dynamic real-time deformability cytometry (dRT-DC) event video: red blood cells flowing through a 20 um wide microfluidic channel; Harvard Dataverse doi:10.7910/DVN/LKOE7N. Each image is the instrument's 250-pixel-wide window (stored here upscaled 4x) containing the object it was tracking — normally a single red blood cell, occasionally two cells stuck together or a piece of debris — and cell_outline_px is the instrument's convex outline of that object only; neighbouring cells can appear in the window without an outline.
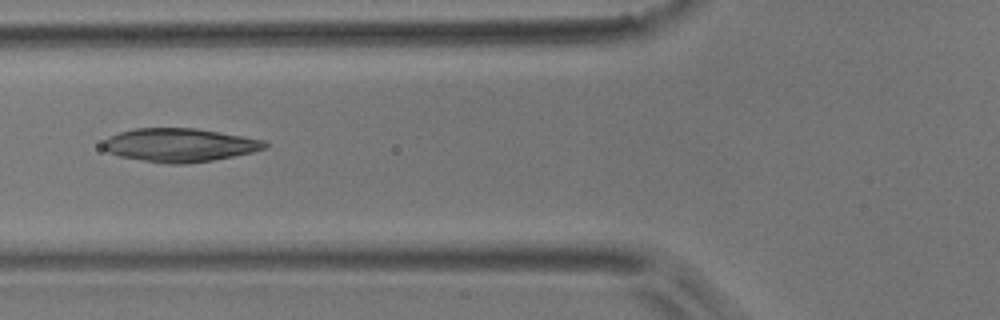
{"species": "common noctule bat (a hibernating species)", "species_latin": "Nyctalus noctula", "temperature_condition": "room temperature", "stored_images_in_passage": 51, "camera_frame_rate_fps": 3000, "um_per_image_px": 0.085, "animal": {"sex": "male", "body_mass_g": 17.9}, "frame": {"image": 1, "passage_image": 19, "time_ms": 6.0, "image_size_px": [1000, 320], "cell_outline_px": [[268, 148], [252, 152], [212, 160], [184, 164], [168, 164], [120, 156], [108, 152], [104, 148], [104, 140], [120, 132], [136, 128], [196, 128], [264, 140], [268, 144]], "centroid_in_image_um": [15.3, 12.33], "position_along_channel_um": 110.5, "area_um2": 31.15}}
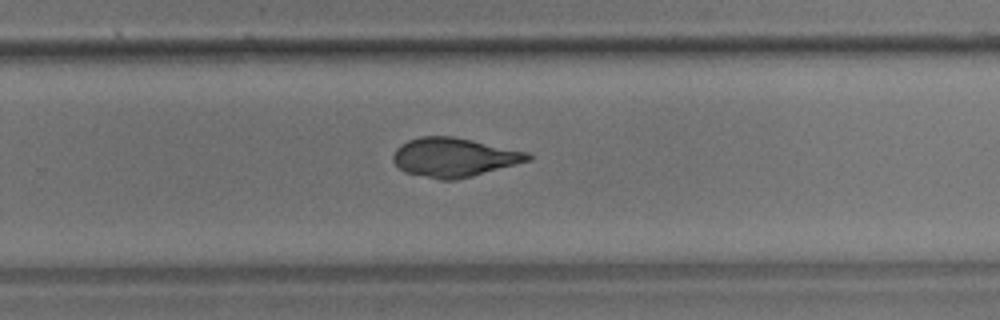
{"frame": {"image": 2, "passage_image": 33, "time_ms": 10.667, "image_size_px": [1000, 320], "cell_outline_px": [[532, 160], [472, 176], [456, 180], [440, 180], [404, 172], [392, 160], [392, 156], [396, 148], [400, 144], [408, 140], [420, 136], [452, 136], [472, 140], [528, 152], [532, 156]], "centroid_in_image_um": [38.57, 13.37], "position_along_channel_um": 291.2, "area_um2": 30.69}}
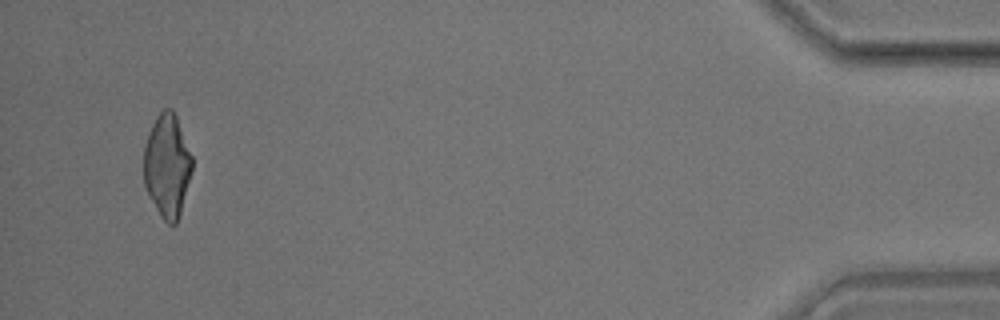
{"frame": {"image": 3, "passage_image": 49, "time_ms": 16.0, "image_size_px": [1000, 320], "cell_outline_px": [[192, 168], [180, 216], [176, 224], [168, 224], [160, 216], [148, 196], [144, 184], [144, 148], [152, 124], [156, 116], [164, 108], [172, 108], [176, 116], [192, 156]], "centroid_in_image_um": [14.2, 14.11], "position_along_channel_um": 421.0, "area_um2": 29.02}}